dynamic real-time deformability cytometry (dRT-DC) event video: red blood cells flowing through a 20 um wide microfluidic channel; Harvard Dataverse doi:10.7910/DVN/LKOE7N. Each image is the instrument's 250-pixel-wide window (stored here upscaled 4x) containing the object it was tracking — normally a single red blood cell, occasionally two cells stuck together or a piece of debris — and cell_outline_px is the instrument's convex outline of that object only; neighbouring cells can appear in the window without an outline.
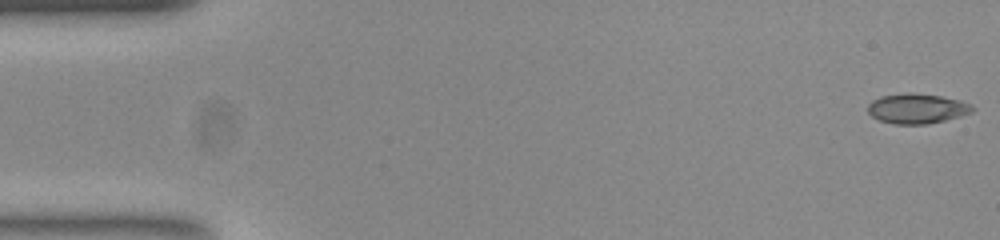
{"species": "common noctule bat (a hibernating species)", "species_latin": "Nyctalus noctula", "temperature_condition": "room temperature", "stored_images_in_passage": 54, "camera_frame_rate_fps": 3000, "um_per_image_px": 0.085, "animal": {"sex": "female", "body_mass_g": 23.0, "forearm_length_mm": 53.4}, "frame": {"image": 1, "passage_image": 1, "time_ms": 0.0, "image_size_px": [1000, 240], "cell_outline_px": [[976, 108], [972, 112], [960, 116], [928, 124], [892, 124], [880, 120], [872, 116], [868, 112], [868, 104], [872, 100], [880, 96], [940, 96], [960, 100], [972, 104]], "centroid_in_image_um": [77.98, 9.28], "position_along_channel_um": 7.0, "area_um2": 17.46}}
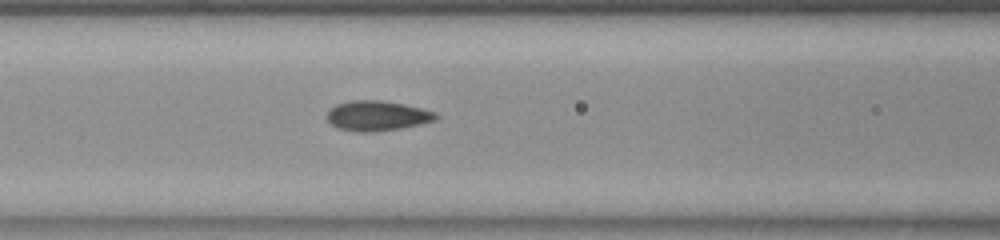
{"frame": {"image": 2, "passage_image": 22, "time_ms": 7.0, "image_size_px": [1000, 240], "cell_outline_px": [[440, 116], [432, 120], [420, 124], [400, 128], [368, 132], [364, 132], [340, 128], [332, 124], [328, 120], [328, 112], [336, 104], [348, 100], [380, 100], [404, 104], [436, 112]], "centroid_in_image_um": [32.07, 9.82], "position_along_channel_um": 134.5, "area_um2": 18.67}}
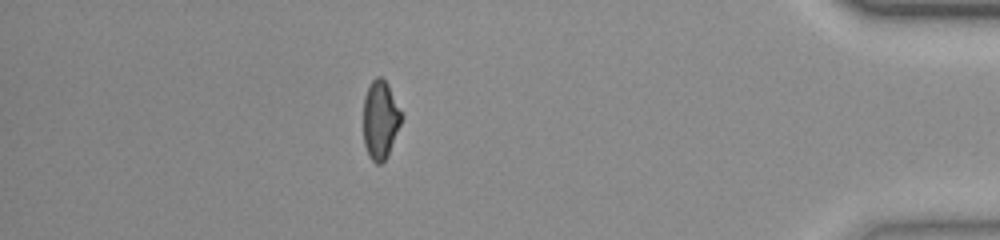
{"frame": {"image": 3, "passage_image": 47, "time_ms": 15.333, "image_size_px": [1000, 240], "cell_outline_px": [[400, 124], [388, 152], [384, 160], [380, 164], [376, 164], [368, 156], [364, 144], [364, 96], [372, 80], [376, 76], [380, 76], [388, 84], [400, 112]], "centroid_in_image_um": [32.29, 10.17], "position_along_channel_um": 402.9, "area_um2": 16.82}, "authors_computed_cell_mechanics": {"area_um2": 18.0914, "velocity_mm_per_s": 3.8059, "shape_relaxation_time_tau1_ms": 6.4498, "shape_relaxation_time_tau2_ms": 1.2457, "deformation_change_tau1": 0.1558, "deformation_change_tau2": 0.0675}}